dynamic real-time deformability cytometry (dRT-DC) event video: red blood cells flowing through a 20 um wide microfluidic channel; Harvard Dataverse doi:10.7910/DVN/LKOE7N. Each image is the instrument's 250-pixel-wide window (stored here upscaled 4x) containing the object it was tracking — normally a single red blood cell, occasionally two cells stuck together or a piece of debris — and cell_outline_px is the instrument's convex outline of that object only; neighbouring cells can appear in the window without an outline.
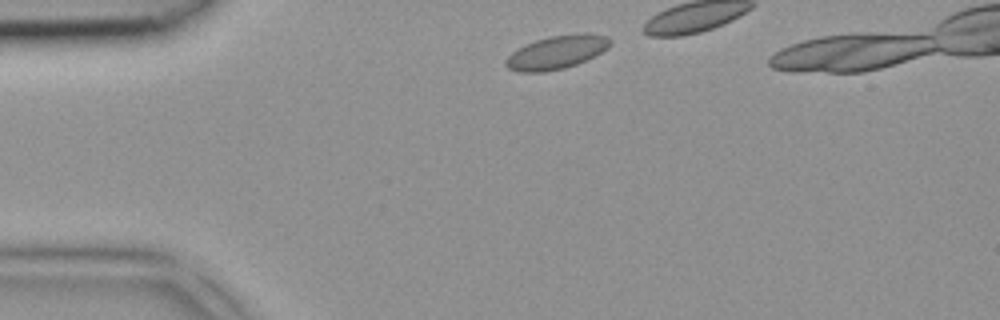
{"species": "common noctule bat (a hibernating species)", "species_latin": "Nyctalus noctula", "temperature_condition": "room temperature", "stored_images_in_passage": 6, "camera_frame_rate_fps": 3000, "um_per_image_px": 0.085, "animal": {"sex": "female", "body_mass_g": 18.4}, "frame": {"image": 1, "passage_image": 6, "time_ms": 1.667, "image_size_px": [1000, 320], "cell_outline_px": [[612, 44], [608, 48], [588, 60], [564, 68], [544, 72], [516, 72], [508, 68], [504, 64], [504, 60], [512, 52], [524, 44], [548, 36], [580, 32], [608, 36], [612, 40]], "centroid_in_image_um": [47.32, 4.43], "position_along_channel_um": 37.7, "area_um2": 20.69}}